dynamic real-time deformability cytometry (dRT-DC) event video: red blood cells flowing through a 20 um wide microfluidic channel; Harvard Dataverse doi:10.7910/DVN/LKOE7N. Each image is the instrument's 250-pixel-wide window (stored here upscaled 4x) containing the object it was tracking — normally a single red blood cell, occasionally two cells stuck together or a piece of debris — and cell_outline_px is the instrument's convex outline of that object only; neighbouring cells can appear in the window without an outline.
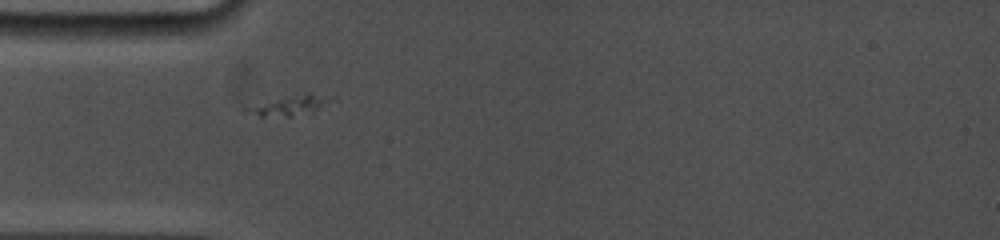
{"species": "common noctule bat (a hibernating species)", "species_latin": "Nyctalus noctula", "temperature_condition": "cold", "stored_images_in_passage": 19, "camera_frame_rate_fps": 5000, "um_per_image_px": 0.085, "animal": {"sex": "female", "body_mass_g": 19.0, "forearm_length_mm": 53.3}, "frame": {"image": 1, "passage_image": 5, "time_ms": 0.6, "image_size_px": [1000, 240], "cell_outline_px": [[336, 100], [312, 112], [292, 116], [260, 116], [244, 108], [296, 92], [308, 92], [336, 96]], "centroid_in_image_um": [24.84, 8.89], "position_along_channel_um": 60.2, "area_um2": 10.06}}
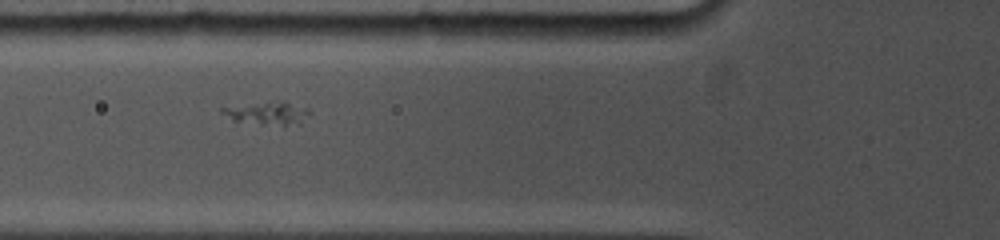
{"frame": {"image": 2, "passage_image": 14, "time_ms": 1.8, "image_size_px": [1000, 240], "cell_outline_px": [[308, 112], [300, 124], [260, 124], [232, 120], [220, 112], [220, 108], [284, 100], [308, 108]], "centroid_in_image_um": [22.73, 9.61], "position_along_channel_um": 103.1, "area_um2": 11.27}}